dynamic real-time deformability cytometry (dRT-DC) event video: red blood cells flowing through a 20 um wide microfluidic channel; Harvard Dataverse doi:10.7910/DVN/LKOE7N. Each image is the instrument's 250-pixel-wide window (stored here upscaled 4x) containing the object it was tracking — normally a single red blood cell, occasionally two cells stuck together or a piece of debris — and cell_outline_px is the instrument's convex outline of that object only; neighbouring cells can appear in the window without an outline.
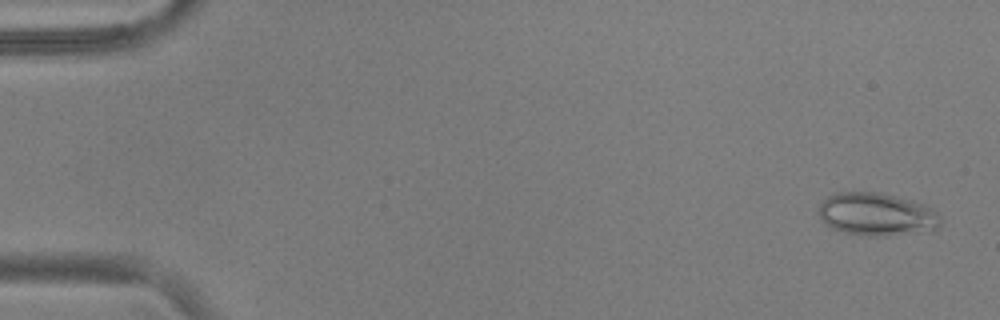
{"species": "common noctule bat (a hibernating species)", "species_latin": "Nyctalus noctula", "temperature_condition": "warm", "stored_images_in_passage": 54, "camera_frame_rate_fps": 3000, "um_per_image_px": 0.085, "animal": {"sex": "male", "body_mass_g": 17.9, "forearm_length_mm": 54.2}, "frame": {"image": 1, "passage_image": 2, "time_ms": 0.333, "image_size_px": [1000, 320], "cell_outline_px": [[940, 228], [932, 232], [888, 236], [868, 236], [844, 232], [832, 228], [820, 216], [820, 204], [832, 192], [880, 192], [912, 200], [924, 204], [932, 208], [940, 216]], "centroid_in_image_um": [74.6, 18.23], "position_along_channel_um": 10.4, "area_um2": 30.81}}
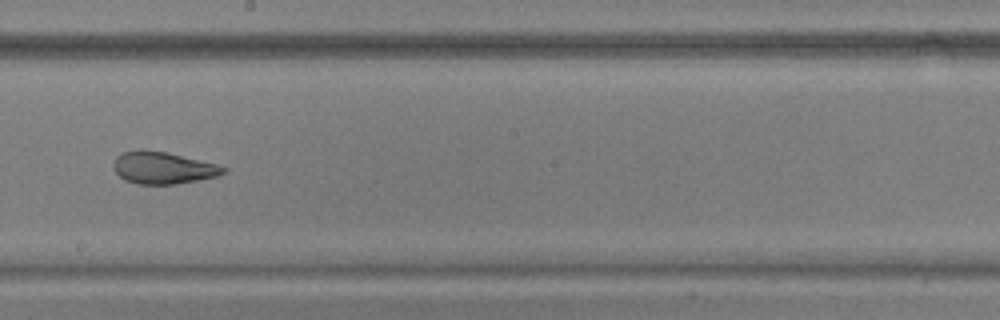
{"frame": {"image": 2, "passage_image": 31, "time_ms": 10.0, "image_size_px": [1000, 320], "cell_outline_px": [[228, 168], [224, 172], [216, 176], [176, 184], [136, 184], [124, 180], [116, 172], [112, 164], [116, 156], [124, 152], [140, 148], [144, 148], [168, 152], [216, 164]], "centroid_in_image_um": [13.8, 14.24], "position_along_channel_um": 234.4, "area_um2": 20.63}}
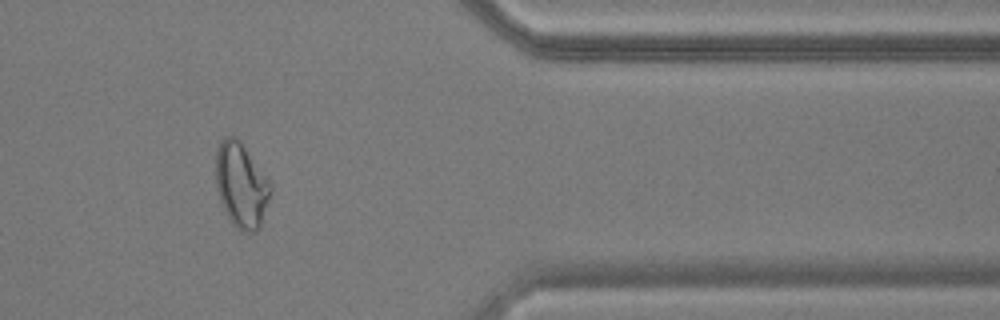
{"frame": {"image": 3, "passage_image": 45, "time_ms": 14.667, "image_size_px": [1000, 320], "cell_outline_px": [[272, 188], [260, 228], [256, 232], [240, 232], [232, 224], [220, 200], [216, 188], [216, 148], [220, 140], [224, 136], [236, 136], [240, 140], [272, 184]], "centroid_in_image_um": [20.5, 15.73], "position_along_channel_um": 390.9, "area_um2": 27.28}, "authors_computed_cell_mechanics": {"area_um2": 24.6517, "velocity_mm_per_s": 3.7415, "shape_relaxation_time_tau1_ms": null, "shape_relaxation_time_tau2_ms": 1.6569, "deformation_change_tau1": null, "deformation_change_tau2": 0.085}}